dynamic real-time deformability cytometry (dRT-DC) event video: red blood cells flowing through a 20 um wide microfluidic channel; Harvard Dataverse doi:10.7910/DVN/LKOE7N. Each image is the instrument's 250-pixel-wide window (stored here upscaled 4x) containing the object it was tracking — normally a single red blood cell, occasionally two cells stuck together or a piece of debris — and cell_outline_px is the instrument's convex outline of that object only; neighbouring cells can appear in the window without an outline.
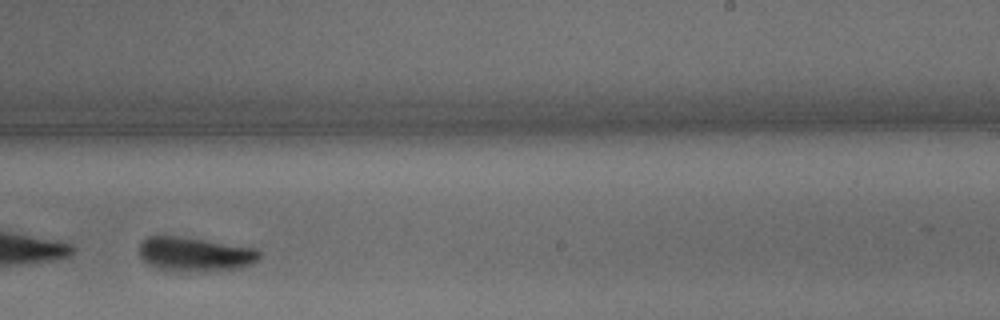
{"species": "common noctule bat (a hibernating species)", "species_latin": "Nyctalus noctula", "temperature_condition": "warm", "stored_images_in_passage": 27, "camera_frame_rate_fps": 3000, "um_per_image_px": 0.085, "animal": {"sex": "male", "body_mass_g": 15.6}, "frame": {"image": 1, "passage_image": 20, "time_ms": 6.333, "image_size_px": [1000, 320], "cell_outline_px": [[260, 260], [252, 264], [240, 268], [204, 272], [156, 268], [148, 264], [140, 256], [140, 244], [148, 236], [184, 236], [256, 248], [260, 252]], "centroid_in_image_um": [16.63, 21.6], "position_along_channel_um": 272.4, "area_um2": 24.1}}
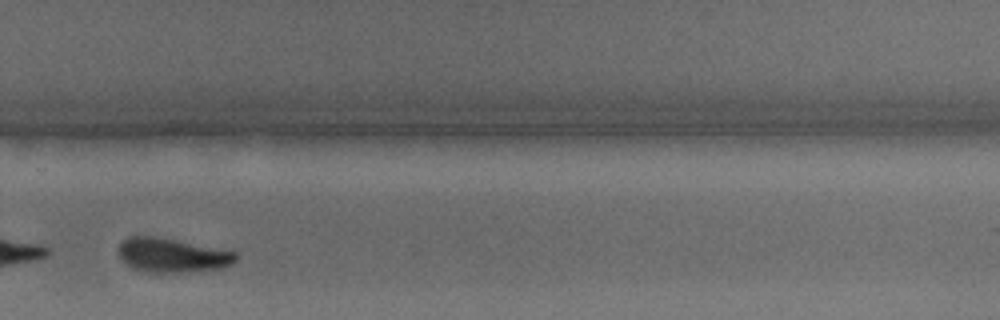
{"frame": {"image": 2, "passage_image": 23, "time_ms": 7.333, "image_size_px": [1000, 320], "cell_outline_px": [[240, 256], [232, 264], [220, 268], [188, 272], [148, 272], [132, 268], [124, 264], [120, 260], [116, 252], [120, 244], [128, 236], [152, 236], [176, 240], [236, 252]], "centroid_in_image_um": [14.58, 21.7], "position_along_channel_um": 315.2, "area_um2": 23.47}, "authors_computed_cell_mechanics": {"area_um2": 24.9118, "velocity_mm_per_s": 4.2793, "shape_relaxation_time_tau1_ms": 2.229, "shape_relaxation_time_tau2_ms": 4.2449, "deformation_change_tau1": 0.1283, "deformation_change_tau2": 0.0875}}